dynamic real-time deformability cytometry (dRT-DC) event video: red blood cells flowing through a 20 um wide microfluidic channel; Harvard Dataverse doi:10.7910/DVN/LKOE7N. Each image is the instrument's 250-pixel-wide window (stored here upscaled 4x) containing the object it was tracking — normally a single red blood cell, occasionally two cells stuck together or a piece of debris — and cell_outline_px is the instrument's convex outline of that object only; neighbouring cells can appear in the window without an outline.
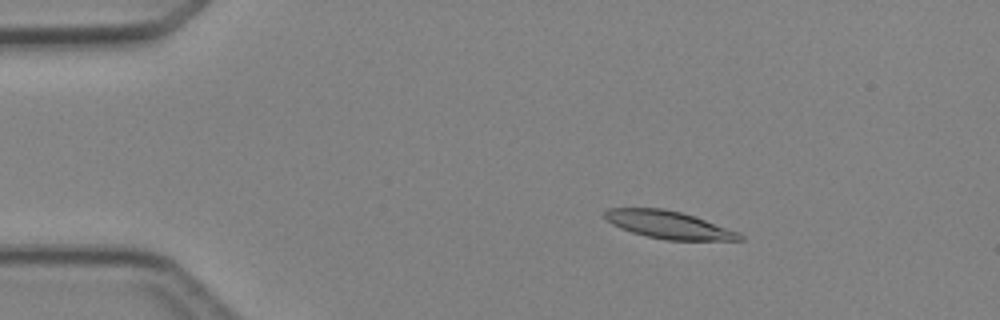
{"species": "Egyptian fruit bat (a non-hibernating species)", "species_latin": "Rousettus aegyptiacus", "temperature_condition": "cold", "stored_images_in_passage": 5, "camera_frame_rate_fps": 3000, "um_per_image_px": 0.085, "animal": {"sex": "female"}, "frame": {"image": 1, "passage_image": 3, "time_ms": 2.0, "image_size_px": [1000, 320], "cell_outline_px": [[744, 240], [668, 240], [648, 236], [632, 232], [620, 228], [612, 224], [604, 216], [604, 212], [608, 208], [664, 208], [680, 212], [740, 232], [744, 236]], "centroid_in_image_um": [56.84, 19.11], "position_along_channel_um": 28.2, "area_um2": 21.44}}